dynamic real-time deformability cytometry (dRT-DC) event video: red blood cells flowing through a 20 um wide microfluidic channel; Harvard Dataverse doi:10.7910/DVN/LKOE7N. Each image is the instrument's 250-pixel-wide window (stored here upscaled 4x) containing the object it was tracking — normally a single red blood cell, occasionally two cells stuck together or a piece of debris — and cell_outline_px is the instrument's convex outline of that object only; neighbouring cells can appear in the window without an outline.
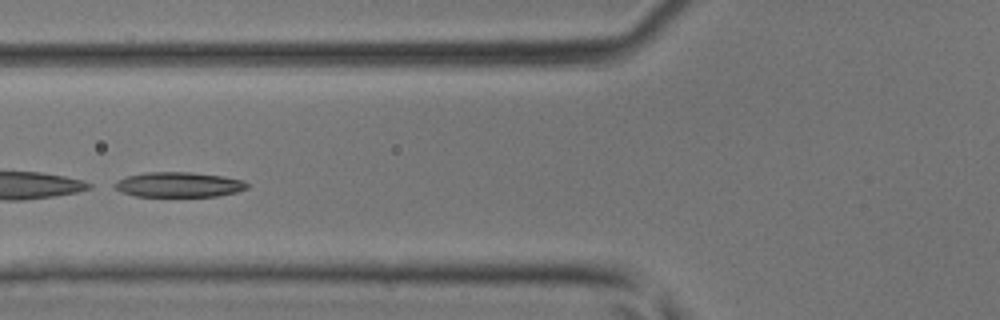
{"species": "common noctule bat (a hibernating species)", "species_latin": "Nyctalus noctula", "temperature_condition": "room temperature", "stored_images_in_passage": 31, "camera_frame_rate_fps": 3000, "um_per_image_px": 0.085, "animal": {"sex": "male", "body_mass_g": 17.9, "forearm_length_mm": 54.2}, "frame": {"image": 1, "passage_image": 5, "time_ms": 1.333, "image_size_px": [1000, 320], "cell_outline_px": [[248, 188], [236, 192], [216, 196], [136, 196], [120, 192], [108, 184], [124, 176], [144, 172], [192, 172], [224, 176], [244, 180], [248, 184]], "centroid_in_image_um": [15.11, 15.68], "position_along_channel_um": 110.7, "area_um2": 19.71}}